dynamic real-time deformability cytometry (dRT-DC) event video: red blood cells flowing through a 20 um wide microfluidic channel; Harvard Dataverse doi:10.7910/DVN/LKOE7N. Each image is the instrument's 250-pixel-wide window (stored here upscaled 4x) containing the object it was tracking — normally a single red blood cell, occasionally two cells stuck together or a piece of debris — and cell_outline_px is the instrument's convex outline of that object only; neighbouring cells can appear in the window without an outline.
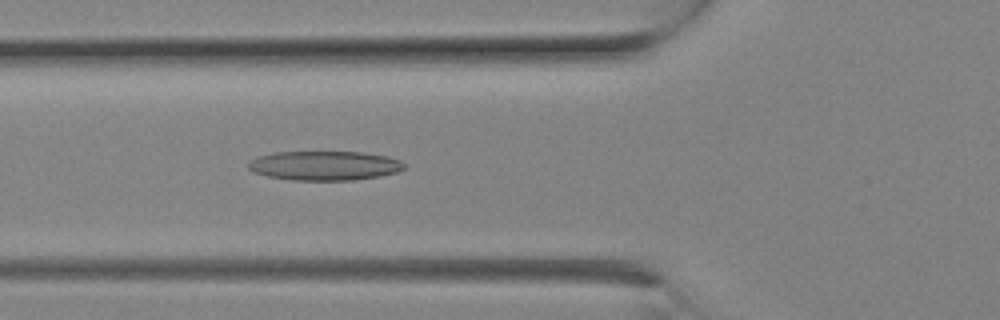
{"species": "Egyptian fruit bat (a non-hibernating species)", "species_latin": "Rousettus aegyptiacus", "temperature_condition": "room temperature", "stored_images_in_passage": 5, "camera_frame_rate_fps": 3000, "um_per_image_px": 0.085, "animal": {"sex": "female"}, "frame": {"image": 1, "passage_image": 5, "time_ms": 1.333, "image_size_px": [1000, 320], "cell_outline_px": [[404, 168], [396, 172], [380, 176], [352, 180], [292, 180], [268, 176], [252, 172], [248, 168], [248, 160], [256, 156], [272, 152], [364, 152], [388, 156], [400, 160], [404, 164]], "centroid_in_image_um": [27.54, 14.07], "position_along_channel_um": 98.3, "area_um2": 26.82}}